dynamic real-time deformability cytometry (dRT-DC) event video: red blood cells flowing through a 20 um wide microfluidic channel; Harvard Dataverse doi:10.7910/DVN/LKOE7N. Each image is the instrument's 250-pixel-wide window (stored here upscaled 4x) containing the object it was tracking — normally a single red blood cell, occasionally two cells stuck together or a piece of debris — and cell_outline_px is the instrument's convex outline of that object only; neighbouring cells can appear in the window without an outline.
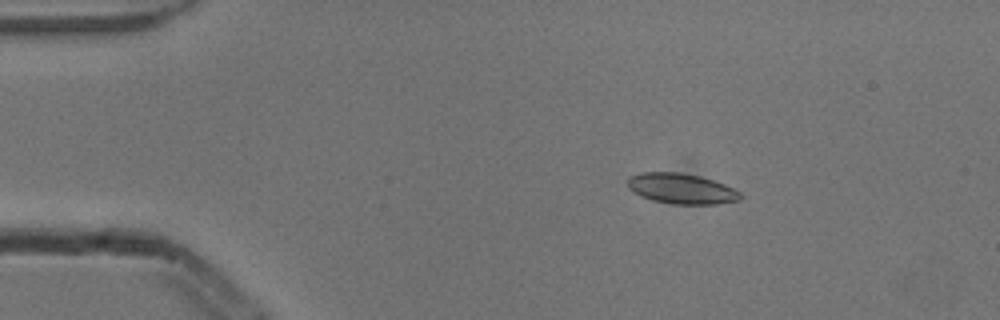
{"species": "common noctule bat (a hibernating species)", "species_latin": "Nyctalus noctula", "temperature_condition": "cold", "stored_images_in_passage": 4, "camera_frame_rate_fps": 3000, "um_per_image_px": 0.085, "animal": {"sex": "male", "body_mass_g": 13.3}, "frame": {"image": 1, "passage_image": 2, "time_ms": 0.333, "image_size_px": [1000, 320], "cell_outline_px": [[740, 200], [716, 204], [672, 204], [652, 200], [640, 196], [632, 192], [628, 188], [628, 176], [640, 172], [680, 172], [700, 176], [724, 184], [740, 192]], "centroid_in_image_um": [57.87, 16.03], "position_along_channel_um": 27.1, "area_um2": 20.06}}
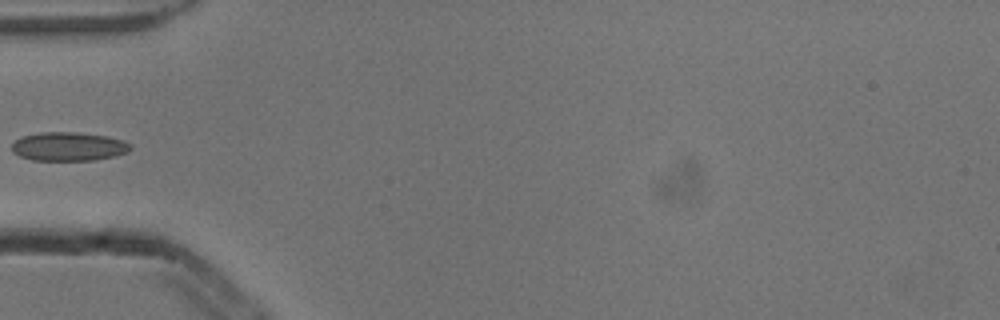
{"frame": {"image": 2, "passage_image": 4, "time_ms": 1.0, "image_size_px": [1000, 320], "cell_outline_px": [[132, 148], [128, 152], [116, 156], [92, 160], [32, 160], [20, 156], [12, 152], [12, 144], [20, 136], [40, 132], [76, 132], [104, 136], [124, 140], [132, 144]], "centroid_in_image_um": [5.83, 12.45], "position_along_channel_um": 79.2, "area_um2": 20.0}}